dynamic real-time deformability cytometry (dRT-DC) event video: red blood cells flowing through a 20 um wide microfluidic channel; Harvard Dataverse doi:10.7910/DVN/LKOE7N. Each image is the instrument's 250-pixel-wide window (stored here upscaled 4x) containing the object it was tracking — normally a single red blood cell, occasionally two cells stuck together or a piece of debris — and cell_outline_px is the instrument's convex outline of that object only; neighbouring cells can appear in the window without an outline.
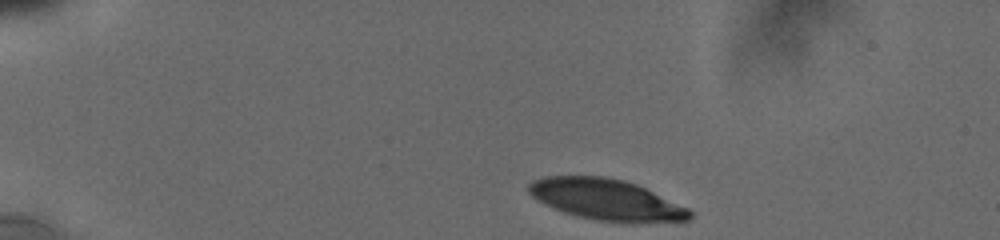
{"species": "human", "species_latin": "Homo sapiens", "temperature_condition": "cold", "stored_images_in_passage": 48, "camera_frame_rate_fps": 3000, "um_per_image_px": 0.085, "donor": {"sex": "male"}, "frame": {"image": 1, "passage_image": 1, "time_ms": 0.0, "image_size_px": [1000, 240], "cell_outline_px": [[692, 216], [688, 220], [636, 224], [624, 224], [596, 220], [576, 216], [564, 212], [536, 200], [528, 192], [528, 184], [532, 180], [544, 176], [604, 176], [624, 180], [636, 184], [688, 208], [692, 212]], "centroid_in_image_um": [51.53, 16.99], "position_along_channel_um": 33.5, "area_um2": 38.9}}
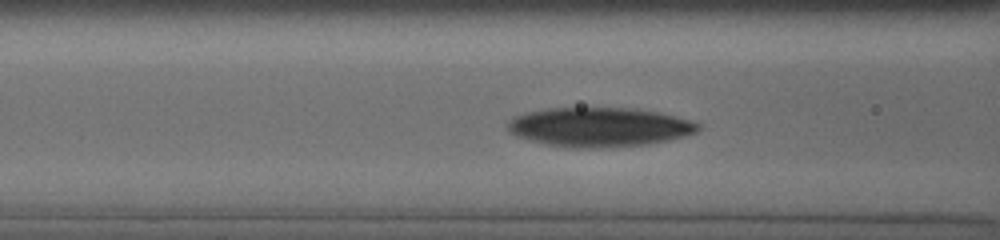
{"frame": {"image": 2, "passage_image": 33, "time_ms": 4.333, "image_size_px": [1000, 240], "cell_outline_px": [[700, 128], [696, 132], [684, 136], [668, 140], [648, 144], [600, 148], [568, 148], [544, 144], [516, 136], [508, 128], [508, 120], [516, 116], [528, 112], [548, 108], [632, 108], [656, 112], [692, 120], [700, 124]], "centroid_in_image_um": [50.94, 10.81], "position_along_channel_um": 115.7, "area_um2": 43.52}}
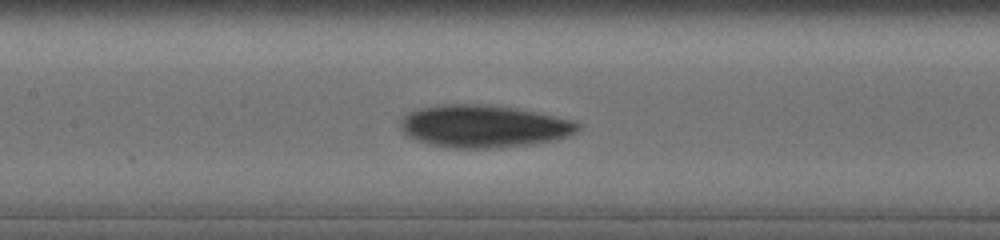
{"frame": {"image": 3, "passage_image": 42, "time_ms": 5.667, "image_size_px": [1000, 240], "cell_outline_px": [[580, 128], [576, 132], [568, 136], [556, 140], [536, 144], [492, 148], [448, 148], [428, 144], [404, 136], [400, 128], [400, 120], [408, 112], [420, 108], [440, 104], [484, 104], [516, 108], [576, 120], [580, 124]], "centroid_in_image_um": [41.1, 10.74], "position_along_channel_um": 166.3, "area_um2": 44.56}}